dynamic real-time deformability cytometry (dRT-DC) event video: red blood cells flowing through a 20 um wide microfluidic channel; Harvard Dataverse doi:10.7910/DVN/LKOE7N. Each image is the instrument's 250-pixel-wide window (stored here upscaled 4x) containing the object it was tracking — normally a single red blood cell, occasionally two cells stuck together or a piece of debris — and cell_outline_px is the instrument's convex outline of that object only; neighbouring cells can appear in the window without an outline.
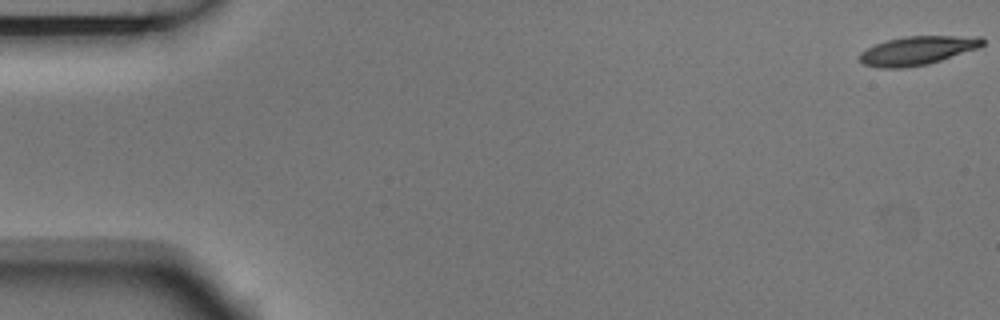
{"species": "Egyptian fruit bat (a non-hibernating species)", "species_latin": "Rousettus aegyptiacus", "temperature_condition": "room temperature", "stored_images_in_passage": 4, "camera_frame_rate_fps": 3000, "um_per_image_px": 0.085, "animal": {"sex": "male"}, "frame": {"image": 1, "passage_image": 1, "time_ms": 0.0, "image_size_px": [1000, 320], "cell_outline_px": [[984, 44], [980, 48], [928, 64], [904, 68], [876, 68], [864, 64], [860, 60], [860, 52], [876, 44], [888, 40], [904, 36], [980, 36], [984, 40]], "centroid_in_image_um": [78.01, 4.3], "position_along_channel_um": 7.0, "area_um2": 20.63}}